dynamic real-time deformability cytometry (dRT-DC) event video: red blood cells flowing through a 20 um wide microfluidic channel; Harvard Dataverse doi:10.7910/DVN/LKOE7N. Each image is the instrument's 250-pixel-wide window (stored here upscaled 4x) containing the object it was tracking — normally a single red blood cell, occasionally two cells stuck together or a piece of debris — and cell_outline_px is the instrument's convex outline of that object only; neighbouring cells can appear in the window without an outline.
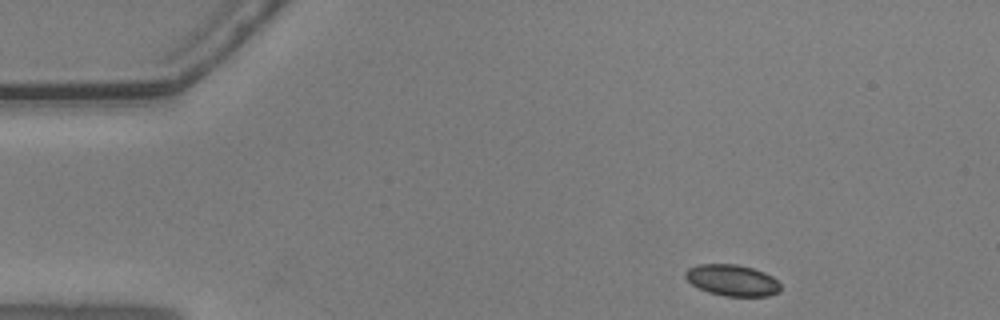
{"species": "common noctule bat (a hibernating species)", "species_latin": "Nyctalus noctula", "temperature_condition": "warm", "stored_images_in_passage": 50, "camera_frame_rate_fps": 3000, "um_per_image_px": 0.085, "animal": {"sex": "male", "body_mass_g": 20.5, "forearm_length_mm": 52.5}, "frame": {"image": 1, "passage_image": 1, "time_ms": 0.0, "image_size_px": [1000, 320], "cell_outline_px": [[780, 292], [768, 296], [724, 296], [708, 292], [692, 284], [684, 276], [684, 272], [688, 268], [696, 264], [736, 264], [752, 268], [764, 272], [772, 276], [780, 284]], "centroid_in_image_um": [62.23, 23.82], "position_along_channel_um": 22.8, "area_um2": 17.4}}
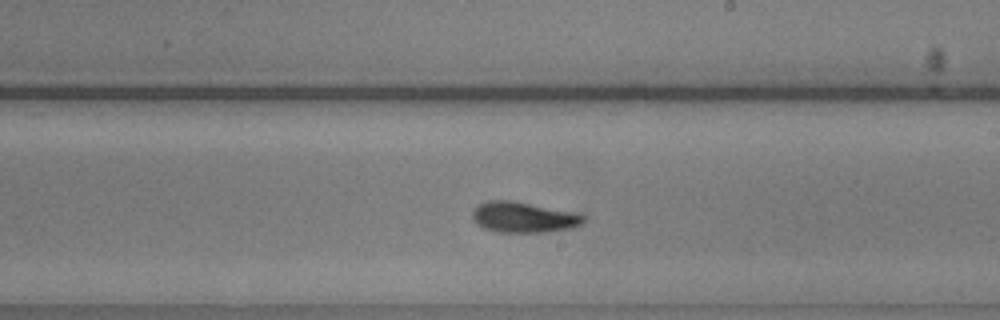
{"frame": {"image": 2, "passage_image": 26, "time_ms": 8.333, "image_size_px": [1000, 320], "cell_outline_px": [[588, 220], [584, 224], [572, 228], [544, 232], [496, 232], [484, 228], [472, 216], [472, 212], [480, 204], [488, 200], [508, 200], [584, 212], [588, 216]], "centroid_in_image_um": [44.68, 18.46], "position_along_channel_um": 244.3, "area_um2": 20.29}}
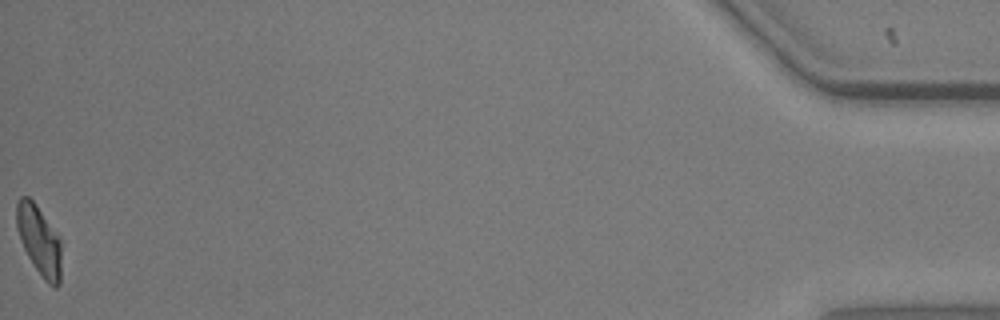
{"frame": {"image": 3, "passage_image": 50, "time_ms": 16.333, "image_size_px": [1000, 320], "cell_outline_px": [[60, 284], [56, 288], [52, 288], [44, 280], [28, 256], [20, 240], [16, 228], [16, 204], [20, 196], [28, 196], [36, 204], [60, 240]], "centroid_in_image_um": [3.3, 20.44], "position_along_channel_um": 431.9, "area_um2": 17.92}, "authors_computed_cell_mechanics": {"area_um2": 19.3341, "velocity_mm_per_s": 3.5884, "shape_relaxation_time_tau1_ms": 3.935, "shape_relaxation_time_tau2_ms": 3.0696, "deformation_change_tau1": 0.1259, "deformation_change_tau2": 0.1066}}